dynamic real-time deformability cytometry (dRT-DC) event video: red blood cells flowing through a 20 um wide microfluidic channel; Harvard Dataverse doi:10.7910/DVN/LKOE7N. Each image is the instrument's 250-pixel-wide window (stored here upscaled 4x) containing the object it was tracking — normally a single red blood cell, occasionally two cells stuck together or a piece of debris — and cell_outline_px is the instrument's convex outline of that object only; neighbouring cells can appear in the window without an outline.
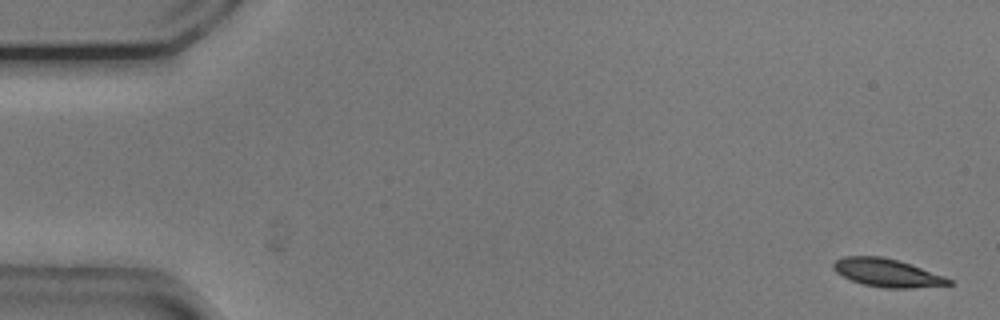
{"species": "common noctule bat (a hibernating species)", "species_latin": "Nyctalus noctula", "temperature_condition": "cold", "stored_images_in_passage": 3, "camera_frame_rate_fps": 3000, "um_per_image_px": 0.085, "animal": {"sex": "male", "body_mass_g": 20.5, "forearm_length_mm": 52.5}, "frame": {"image": 1, "passage_image": 3, "time_ms": 0.667, "image_size_px": [1000, 320], "cell_outline_px": [[952, 284], [912, 288], [884, 288], [864, 284], [852, 280], [836, 272], [832, 268], [832, 264], [836, 260], [844, 256], [880, 256], [900, 260], [912, 264], [944, 276], [952, 280]], "centroid_in_image_um": [75.41, 23.18], "position_along_channel_um": 9.6, "area_um2": 18.84}}